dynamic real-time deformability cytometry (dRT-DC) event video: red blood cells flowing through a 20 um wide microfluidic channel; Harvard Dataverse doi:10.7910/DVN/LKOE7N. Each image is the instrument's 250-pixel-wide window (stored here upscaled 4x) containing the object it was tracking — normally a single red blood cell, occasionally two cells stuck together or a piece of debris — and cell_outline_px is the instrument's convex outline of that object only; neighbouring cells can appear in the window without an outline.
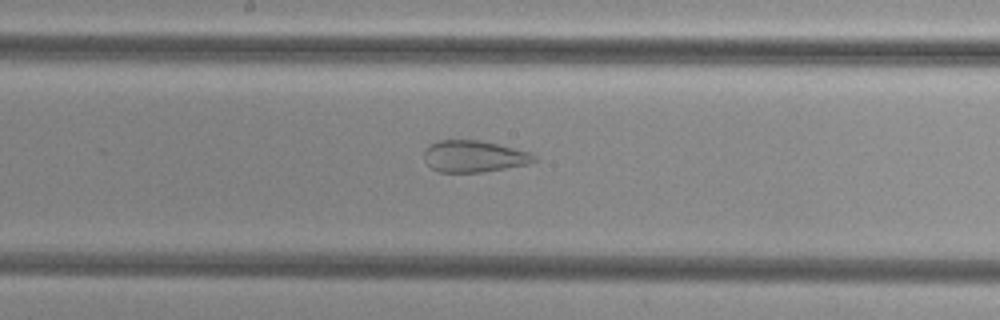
{"species": "common noctule bat (a hibernating species)", "species_latin": "Nyctalus noctula", "temperature_condition": "cold", "stored_images_in_passage": 49, "camera_frame_rate_fps": 3000, "um_per_image_px": 0.085, "animal": {"sex": "female", "body_mass_g": 29.2, "forearm_length_mm": 56.3}, "frame": {"image": 1, "passage_image": 25, "time_ms": 8.0, "image_size_px": [1000, 320], "cell_outline_px": [[536, 160], [528, 164], [484, 172], [440, 172], [432, 168], [424, 160], [424, 148], [436, 140], [480, 140], [532, 152], [536, 156]], "centroid_in_image_um": [40.28, 13.28], "position_along_channel_um": 207.9, "area_um2": 20.46}}
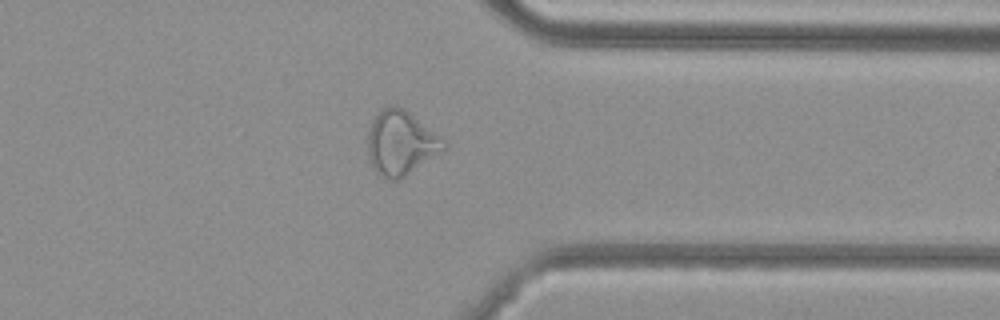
{"frame": {"image": 2, "passage_image": 38, "time_ms": 12.333, "image_size_px": [1000, 320], "cell_outline_px": [[448, 148], [404, 176], [396, 180], [388, 180], [380, 176], [372, 168], [368, 156], [368, 128], [372, 120], [388, 104], [396, 104], [404, 108], [440, 136], [448, 144]], "centroid_in_image_um": [34.06, 12.14], "position_along_channel_um": 377.3, "area_um2": 28.61}}
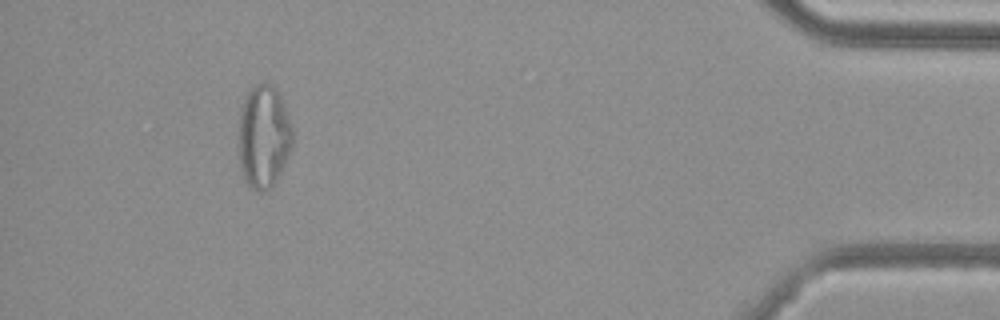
{"frame": {"image": 3, "passage_image": 45, "time_ms": 14.667, "image_size_px": [1000, 320], "cell_outline_px": [[292, 144], [288, 156], [276, 180], [264, 192], [256, 192], [244, 180], [240, 172], [240, 108], [244, 96], [252, 84], [272, 84], [276, 88], [280, 96], [292, 128]], "centroid_in_image_um": [22.39, 11.6], "position_along_channel_um": 412.8, "area_um2": 32.19}}